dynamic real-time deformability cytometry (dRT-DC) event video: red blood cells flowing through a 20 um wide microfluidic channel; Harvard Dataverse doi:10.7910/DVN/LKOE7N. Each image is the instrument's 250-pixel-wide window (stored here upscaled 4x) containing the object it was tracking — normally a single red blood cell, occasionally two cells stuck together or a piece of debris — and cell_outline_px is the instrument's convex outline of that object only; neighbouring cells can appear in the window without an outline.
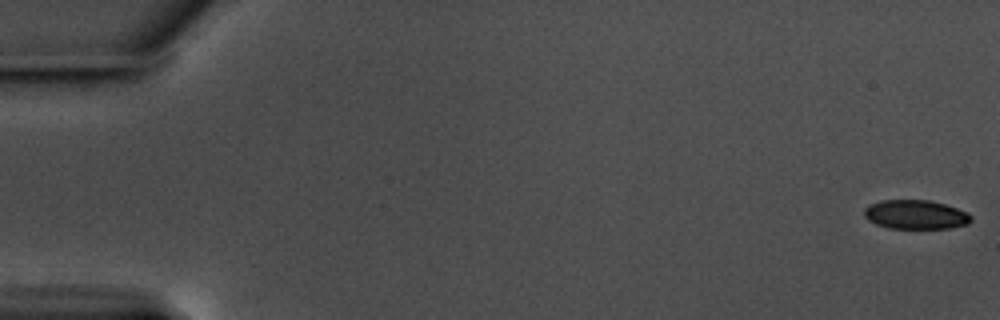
{"species": "common noctule bat (a hibernating species)", "species_latin": "Nyctalus noctula", "temperature_condition": "warm", "stored_images_in_passage": 58, "camera_frame_rate_fps": 3000, "um_per_image_px": 0.085, "animal": {"sex": "male", "body_mass_g": 17.5, "forearm_length_mm": 52.3}, "frame": {"image": 1, "passage_image": 1, "time_ms": 0.0, "image_size_px": [1000, 320], "cell_outline_px": [[972, 220], [968, 224], [948, 228], [888, 228], [876, 224], [868, 220], [864, 216], [864, 208], [868, 204], [880, 200], [928, 200], [944, 204], [968, 212], [972, 216]], "centroid_in_image_um": [77.81, 18.23], "position_along_channel_um": 7.2, "area_um2": 18.21}}
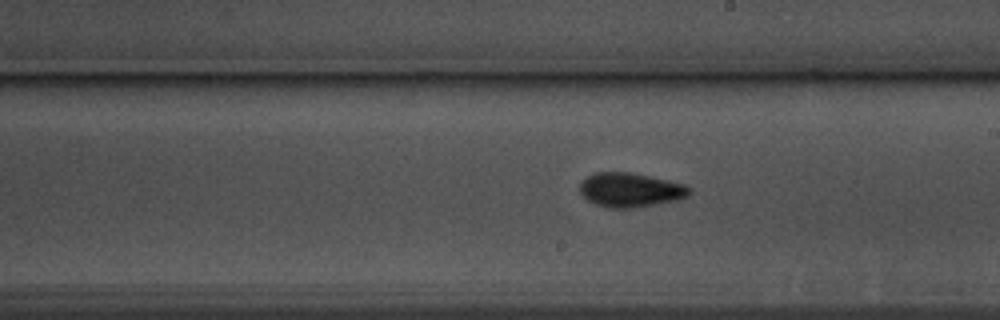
{"frame": {"image": 2, "passage_image": 34, "time_ms": 11.0, "image_size_px": [1000, 320], "cell_outline_px": [[692, 192], [688, 196], [680, 200], [636, 208], [608, 208], [596, 204], [588, 200], [580, 192], [580, 184], [588, 176], [596, 172], [628, 172], [668, 180], [684, 184], [692, 188]], "centroid_in_image_um": [53.63, 16.16], "position_along_channel_um": 235.4, "area_um2": 21.96}}
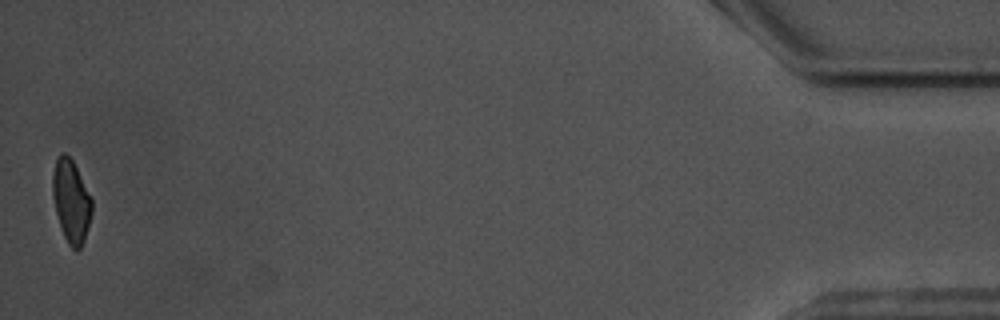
{"frame": {"image": 3, "passage_image": 58, "time_ms": 19.0, "image_size_px": [1000, 320], "cell_outline_px": [[92, 212], [84, 240], [80, 248], [76, 252], [68, 244], [64, 236], [56, 212], [52, 196], [52, 176], [56, 160], [60, 152], [64, 152], [72, 160], [92, 200]], "centroid_in_image_um": [6.03, 17.1], "position_along_channel_um": 429.2, "area_um2": 18.67}, "authors_computed_cell_mechanics": {"area_um2": 20.0277, "velocity_mm_per_s": 3.557, "shape_relaxation_time_tau1_ms": 3.3227, "shape_relaxation_time_tau2_ms": 3.4776, "deformation_change_tau1": 0.1029, "deformation_change_tau2": 0.0785}}